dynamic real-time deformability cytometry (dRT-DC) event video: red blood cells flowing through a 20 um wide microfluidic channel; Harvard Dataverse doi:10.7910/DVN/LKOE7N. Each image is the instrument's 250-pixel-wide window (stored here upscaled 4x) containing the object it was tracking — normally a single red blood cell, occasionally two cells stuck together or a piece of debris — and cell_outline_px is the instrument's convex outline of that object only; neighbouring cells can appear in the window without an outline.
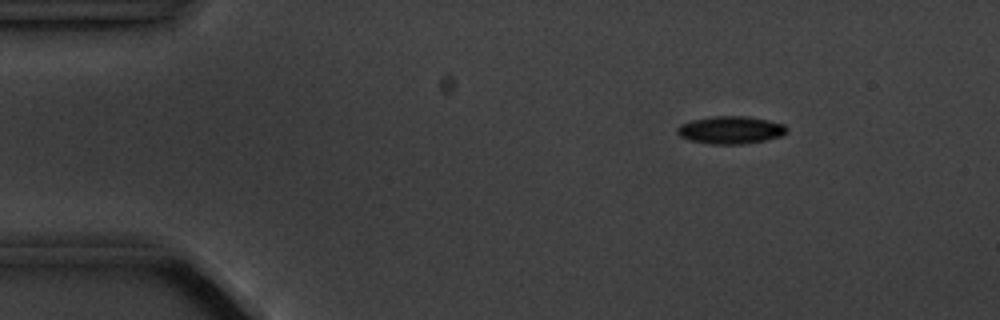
{"species": "common noctule bat (a hibernating species)", "species_latin": "Nyctalus noctula", "temperature_condition": "cold", "stored_images_in_passage": 15, "camera_frame_rate_fps": 3000, "um_per_image_px": 0.085, "animal": {"sex": "male", "body_mass_g": 20.1, "forearm_length_mm": 53.5}, "frame": {"image": 1, "passage_image": 3, "time_ms": 2.333, "image_size_px": [1000, 320], "cell_outline_px": [[788, 132], [784, 136], [764, 140], [740, 144], [712, 144], [692, 140], [680, 136], [676, 132], [676, 128], [680, 124], [692, 120], [712, 116], [748, 116], [768, 120], [784, 124], [788, 128]], "centroid_in_image_um": [62.14, 11.04], "position_along_channel_um": 22.9, "area_um2": 17.69}}
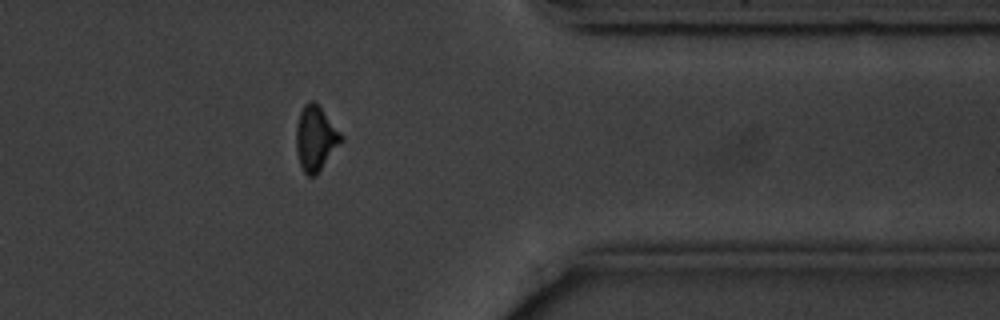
{"frame": {"image": 2, "passage_image": 13, "time_ms": 14.667, "image_size_px": [1000, 320], "cell_outline_px": [[344, 140], [316, 176], [308, 176], [304, 172], [300, 164], [296, 152], [296, 128], [300, 112], [304, 104], [308, 100], [312, 100], [320, 108], [344, 136]], "centroid_in_image_um": [26.83, 11.79], "position_along_channel_um": 384.6, "area_um2": 16.99}}
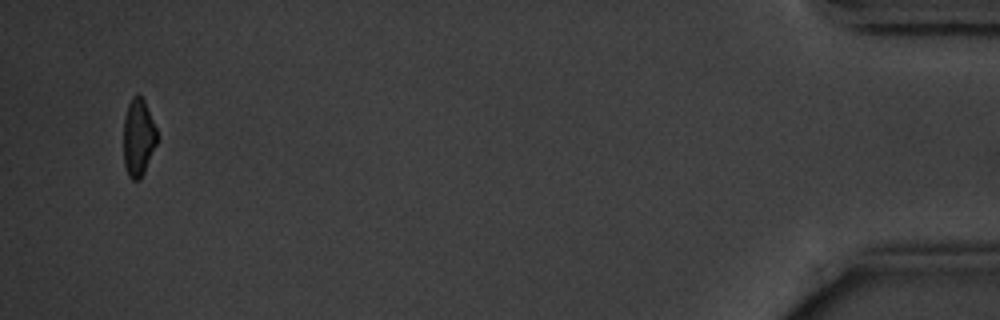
{"frame": {"image": 3, "passage_image": 15, "time_ms": 17.667, "image_size_px": [1000, 320], "cell_outline_px": [[156, 144], [144, 172], [140, 180], [132, 180], [128, 176], [124, 164], [124, 116], [128, 104], [132, 96], [136, 92], [144, 100], [156, 128]], "centroid_in_image_um": [11.74, 11.68], "position_along_channel_um": 423.5, "area_um2": 15.03}, "authors_computed_cell_mechanics": {"area_um2": 17.2822, "velocity_mm_per_s": 3.5885, "shape_relaxation_time_tau1_ms": 1.7706, "shape_relaxation_time_tau2_ms": null, "deformation_change_tau1": 0.0716, "deformation_change_tau2": null}}